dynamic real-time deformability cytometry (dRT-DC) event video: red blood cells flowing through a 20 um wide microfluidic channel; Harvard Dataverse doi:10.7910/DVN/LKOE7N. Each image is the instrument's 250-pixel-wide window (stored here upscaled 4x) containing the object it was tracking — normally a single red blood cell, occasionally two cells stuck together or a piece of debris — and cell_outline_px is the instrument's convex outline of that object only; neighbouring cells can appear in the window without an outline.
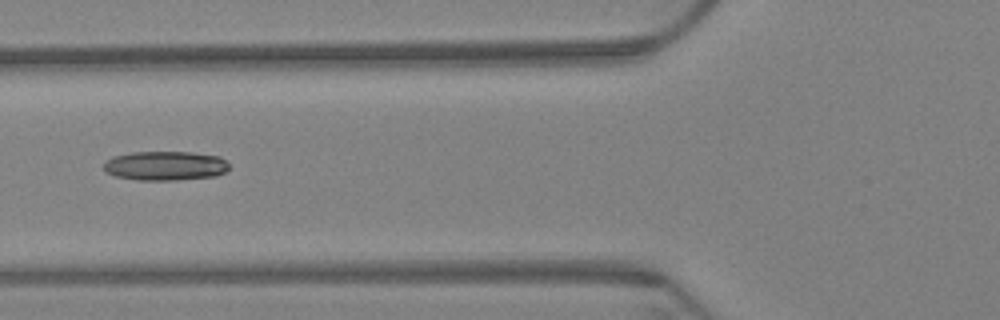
{"species": "Egyptian fruit bat (a non-hibernating species)", "species_latin": "Rousettus aegyptiacus", "temperature_condition": "warm", "stored_images_in_passage": 8, "camera_frame_rate_fps": 3000, "um_per_image_px": 0.085, "animal": {"sex": "female"}, "frame": {"image": 1, "passage_image": 7, "time_ms": 2.0, "image_size_px": [1000, 320], "cell_outline_px": [[228, 168], [224, 172], [216, 176], [176, 180], [136, 180], [116, 176], [108, 172], [104, 168], [104, 164], [112, 156], [132, 152], [192, 152], [220, 156], [228, 164]], "centroid_in_image_um": [14.06, 14.09], "position_along_channel_um": 111.7, "area_um2": 21.33}}
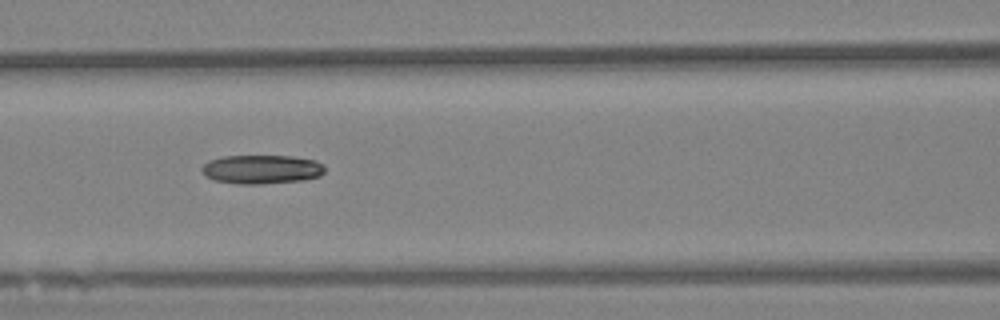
{"frame": {"image": 2, "passage_image": 8, "time_ms": 2.333, "image_size_px": [1000, 320], "cell_outline_px": [[324, 172], [320, 176], [304, 180], [260, 184], [240, 184], [216, 180], [204, 176], [200, 168], [208, 160], [224, 156], [292, 156], [316, 160], [324, 168]], "centroid_in_image_um": [22.22, 14.39], "position_along_channel_um": 144.4, "area_um2": 20.75}}